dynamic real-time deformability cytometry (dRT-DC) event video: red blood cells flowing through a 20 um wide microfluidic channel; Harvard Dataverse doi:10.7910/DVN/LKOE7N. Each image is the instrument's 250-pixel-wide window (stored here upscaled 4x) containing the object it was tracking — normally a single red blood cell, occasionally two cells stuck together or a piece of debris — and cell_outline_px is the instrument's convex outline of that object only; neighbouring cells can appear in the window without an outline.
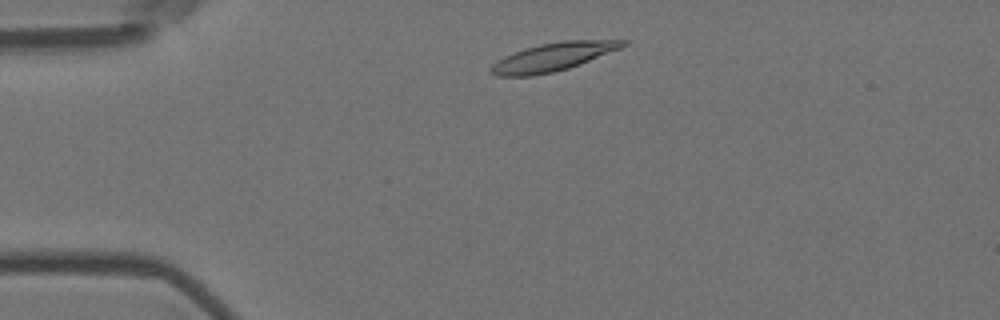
{"species": "Egyptian fruit bat (a non-hibernating species)", "species_latin": "Rousettus aegyptiacus", "temperature_condition": "room temperature", "stored_images_in_passage": 3, "segment_of_instrument_passage": [1, 2], "camera_frame_rate_fps": 3000, "um_per_image_px": 0.085, "animal": {"sex": "female"}, "frame": {"image": 1, "passage_image": 1, "time_ms": 0.0, "image_size_px": [1000, 320], "cell_outline_px": [[628, 44], [620, 48], [580, 64], [568, 68], [552, 72], [532, 76], [496, 76], [488, 72], [488, 68], [492, 64], [504, 56], [524, 48], [540, 44], [560, 40], [628, 40]], "centroid_in_image_um": [46.95, 4.84], "position_along_channel_um": 38.0, "area_um2": 21.73}}